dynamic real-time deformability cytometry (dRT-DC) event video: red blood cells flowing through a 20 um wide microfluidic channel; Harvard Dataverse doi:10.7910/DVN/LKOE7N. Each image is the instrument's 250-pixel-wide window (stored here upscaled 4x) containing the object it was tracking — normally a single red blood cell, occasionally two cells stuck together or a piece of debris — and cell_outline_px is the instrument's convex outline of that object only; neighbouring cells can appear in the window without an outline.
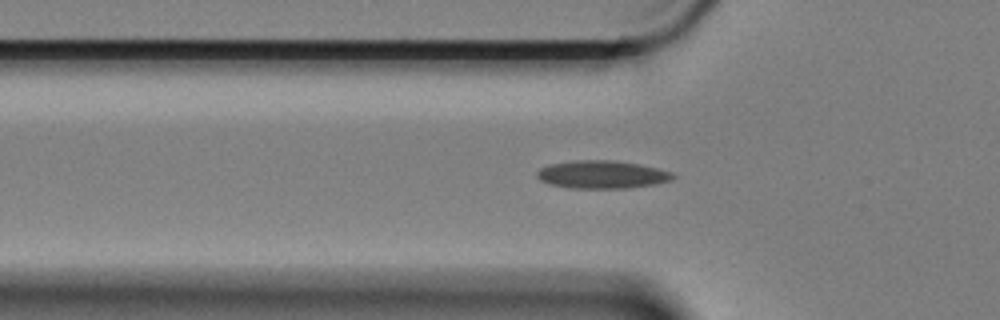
{"species": "Egyptian fruit bat (a non-hibernating species)", "species_latin": "Rousettus aegyptiacus", "temperature_condition": "cold", "stored_images_in_passage": 41, "camera_frame_rate_fps": 3000, "um_per_image_px": 0.085, "animal": {"sex": "female"}, "frame": {"image": 1, "passage_image": 4, "time_ms": 1.0, "image_size_px": [1000, 320], "cell_outline_px": [[676, 176], [672, 180], [656, 184], [628, 188], [572, 188], [552, 184], [540, 180], [536, 176], [536, 172], [540, 168], [552, 164], [572, 160], [612, 160], [640, 164], [672, 172]], "centroid_in_image_um": [51.19, 14.83], "position_along_channel_um": 74.6, "area_um2": 22.08}}
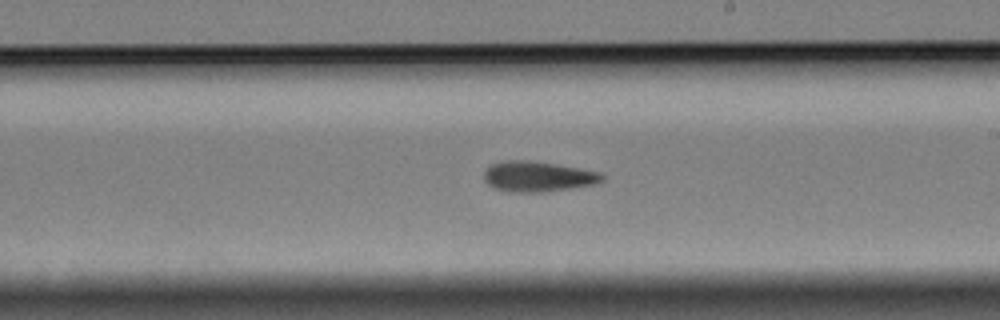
{"frame": {"image": 2, "passage_image": 19, "time_ms": 6.0, "image_size_px": [1000, 320], "cell_outline_px": [[604, 180], [592, 184], [568, 188], [540, 192], [516, 192], [496, 188], [488, 184], [484, 180], [484, 172], [492, 164], [504, 160], [528, 160], [556, 164], [600, 172], [604, 176]], "centroid_in_image_um": [45.7, 14.99], "position_along_channel_um": 243.3, "area_um2": 20.52}}
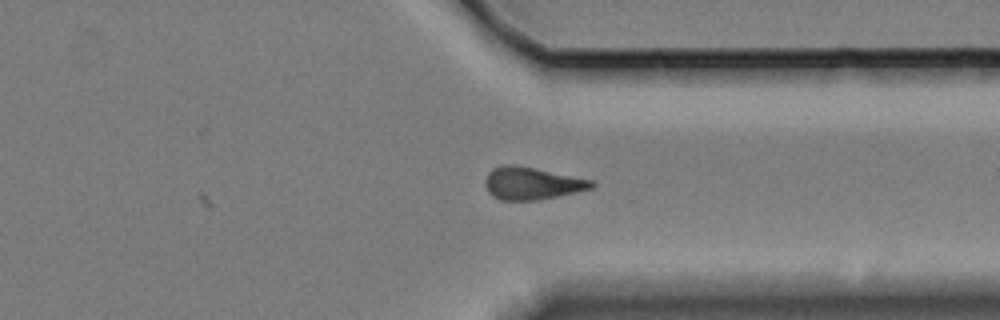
{"frame": {"image": 3, "passage_image": 30, "time_ms": 9.667, "image_size_px": [1000, 320], "cell_outline_px": [[596, 184], [592, 188], [576, 192], [536, 200], [500, 200], [492, 196], [488, 192], [484, 180], [488, 172], [492, 168], [504, 164], [512, 164], [592, 180]], "centroid_in_image_um": [45.16, 15.58], "position_along_channel_um": 366.2, "area_um2": 19.88}}